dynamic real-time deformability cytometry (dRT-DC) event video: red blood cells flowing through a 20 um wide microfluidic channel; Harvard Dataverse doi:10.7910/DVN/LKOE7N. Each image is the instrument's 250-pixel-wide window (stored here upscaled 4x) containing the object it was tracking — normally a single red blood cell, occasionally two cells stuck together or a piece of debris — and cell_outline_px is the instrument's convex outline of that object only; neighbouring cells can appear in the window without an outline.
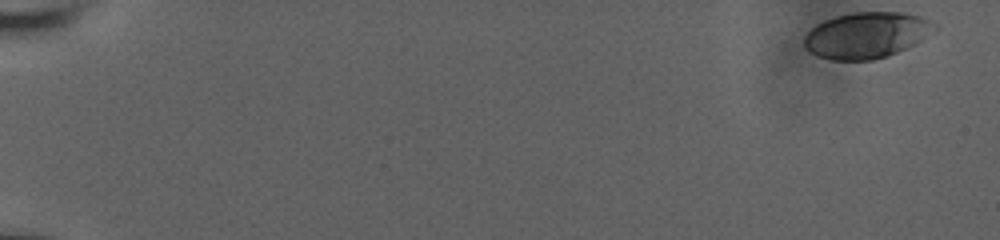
{"species": "human", "species_latin": "Homo sapiens", "temperature_condition": "room temperature", "stored_images_in_passage": 7, "camera_frame_rate_fps": 3000, "um_per_image_px": 0.085, "donor": {"sex": "male"}, "frame": {"image": 1, "passage_image": 1, "time_ms": 0.0, "image_size_px": [1000, 240], "cell_outline_px": [[940, 28], [920, 40], [888, 56], [872, 60], [832, 60], [820, 56], [812, 52], [804, 44], [804, 36], [816, 24], [824, 20], [836, 16], [856, 12], [900, 12], [924, 16], [940, 24]], "centroid_in_image_um": [73.72, 2.96], "position_along_channel_um": 11.3, "area_um2": 34.97}}